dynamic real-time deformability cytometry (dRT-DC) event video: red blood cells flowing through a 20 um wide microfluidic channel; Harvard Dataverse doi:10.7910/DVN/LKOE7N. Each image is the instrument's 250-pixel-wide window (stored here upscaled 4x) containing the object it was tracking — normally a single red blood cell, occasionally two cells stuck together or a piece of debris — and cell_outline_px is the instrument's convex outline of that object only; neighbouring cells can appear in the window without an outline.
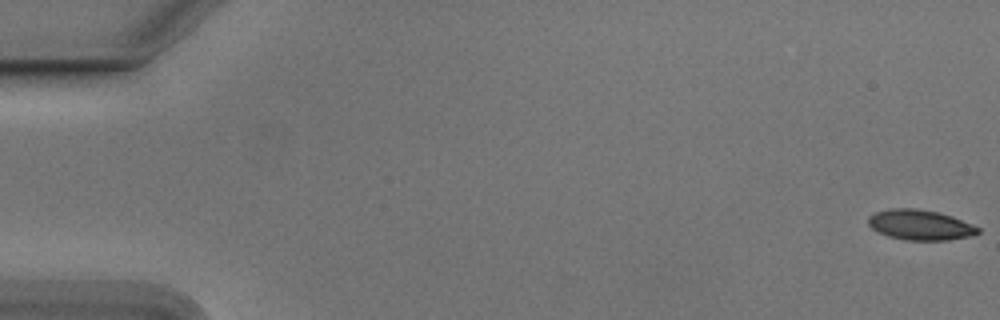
{"species": "Egyptian fruit bat (a non-hibernating species)", "species_latin": "Rousettus aegyptiacus", "temperature_condition": "cold", "stored_images_in_passage": 56, "segment_of_instrument_passage": [1, 2], "camera_frame_rate_fps": 3000, "um_per_image_px": 0.085, "animal": {"sex": "male"}, "frame": {"image": 1, "passage_image": 1, "time_ms": 0.0, "image_size_px": [1000, 320], "cell_outline_px": [[980, 232], [972, 236], [948, 240], [904, 240], [888, 236], [876, 232], [868, 224], [868, 216], [876, 212], [892, 208], [916, 208], [936, 212], [952, 216], [980, 228]], "centroid_in_image_um": [78.19, 19.12], "position_along_channel_um": 6.8, "area_um2": 19.36}}
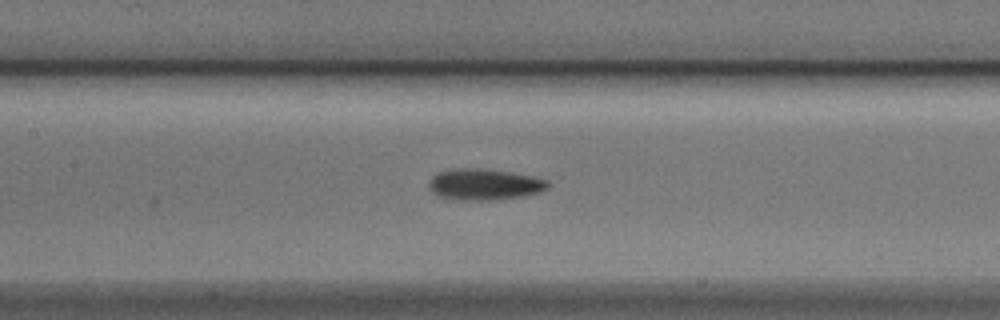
{"frame": {"image": 2, "passage_image": 26, "time_ms": 8.333, "image_size_px": [1000, 320], "cell_outline_px": [[548, 188], [540, 192], [524, 196], [492, 200], [456, 200], [436, 196], [428, 188], [428, 184], [432, 176], [440, 172], [468, 168], [480, 168], [512, 172], [532, 176], [548, 180]], "centroid_in_image_um": [41.17, 15.69], "position_along_channel_um": 166.2, "area_um2": 21.68}}
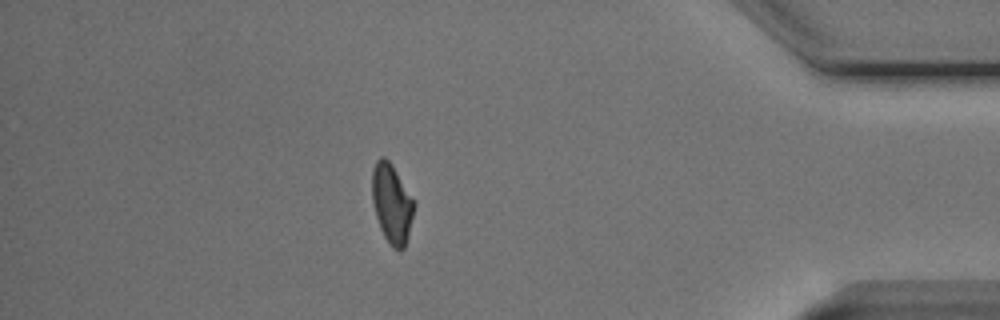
{"frame": {"image": 3, "passage_image": 48, "time_ms": 15.667, "image_size_px": [1000, 320], "cell_outline_px": [[416, 204], [404, 248], [400, 252], [392, 248], [384, 236], [380, 228], [376, 216], [372, 200], [372, 168], [376, 160], [380, 156], [384, 156], [392, 164]], "centroid_in_image_um": [33.29, 17.29], "position_along_channel_um": 401.9, "area_um2": 19.42}}